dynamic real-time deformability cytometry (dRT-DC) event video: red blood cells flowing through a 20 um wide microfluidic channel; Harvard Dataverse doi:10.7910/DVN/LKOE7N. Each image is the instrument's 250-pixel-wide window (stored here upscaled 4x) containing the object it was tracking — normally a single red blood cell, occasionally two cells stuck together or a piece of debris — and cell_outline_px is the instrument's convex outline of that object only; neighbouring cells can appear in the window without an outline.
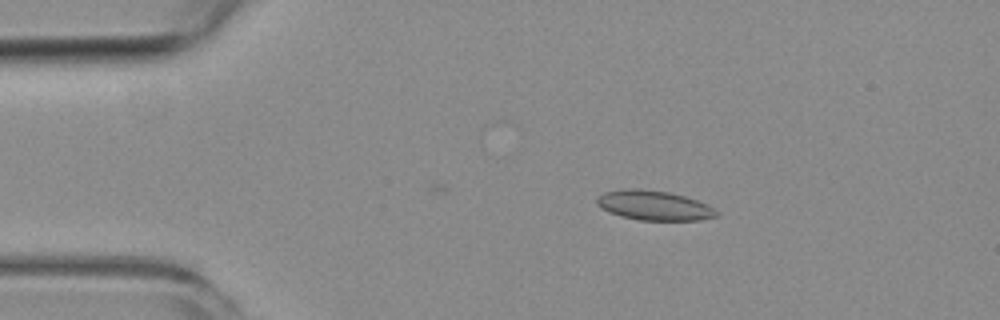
{"species": "common noctule bat (a hibernating species)", "species_latin": "Nyctalus noctula", "temperature_condition": "room temperature", "stored_images_in_passage": 8, "camera_frame_rate_fps": 3000, "um_per_image_px": 0.085, "animal": {"sex": "female", "body_mass_g": 19.3, "forearm_length_mm": 54.1}, "frame": {"image": 1, "passage_image": 2, "time_ms": 1.333, "image_size_px": [1000, 320], "cell_outline_px": [[720, 212], [716, 216], [700, 220], [640, 220], [620, 216], [608, 212], [596, 204], [596, 200], [604, 192], [628, 188], [640, 188], [668, 192], [684, 196], [696, 200]], "centroid_in_image_um": [55.56, 17.46], "position_along_channel_um": 29.4, "area_um2": 20.52}}
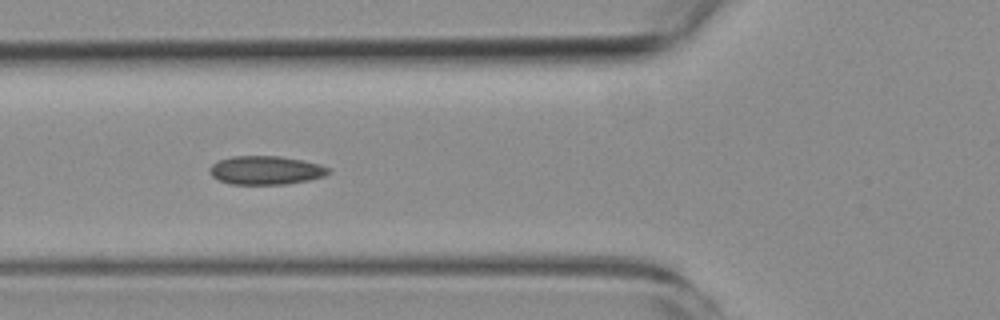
{"frame": {"image": 2, "passage_image": 5, "time_ms": 4.667, "image_size_px": [1000, 320], "cell_outline_px": [[332, 172], [324, 176], [308, 180], [288, 184], [232, 184], [220, 180], [212, 176], [208, 172], [208, 168], [212, 164], [220, 160], [232, 156], [280, 156], [304, 160], [320, 164], [332, 168]], "centroid_in_image_um": [22.63, 14.46], "position_along_channel_um": 103.2, "area_um2": 20.0}}
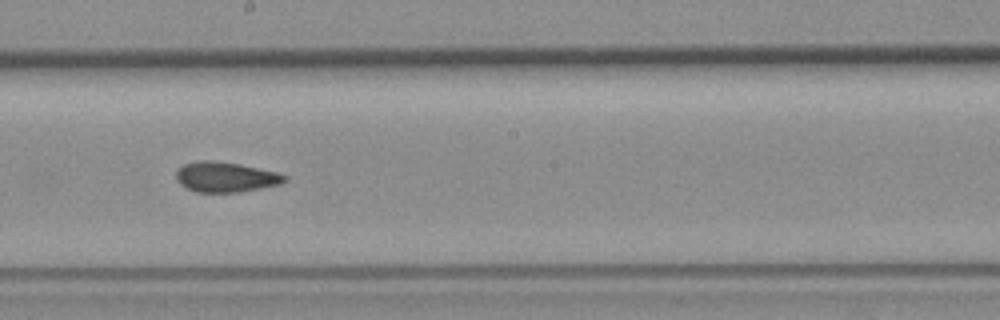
{"frame": {"image": 3, "passage_image": 8, "time_ms": 8.0, "image_size_px": [1000, 320], "cell_outline_px": [[288, 180], [280, 184], [240, 192], [196, 192], [180, 184], [176, 180], [176, 172], [184, 164], [200, 160], [208, 160], [240, 164], [276, 172], [288, 176]], "centroid_in_image_um": [19.19, 15.05], "position_along_channel_um": 229.0, "area_um2": 18.96}}